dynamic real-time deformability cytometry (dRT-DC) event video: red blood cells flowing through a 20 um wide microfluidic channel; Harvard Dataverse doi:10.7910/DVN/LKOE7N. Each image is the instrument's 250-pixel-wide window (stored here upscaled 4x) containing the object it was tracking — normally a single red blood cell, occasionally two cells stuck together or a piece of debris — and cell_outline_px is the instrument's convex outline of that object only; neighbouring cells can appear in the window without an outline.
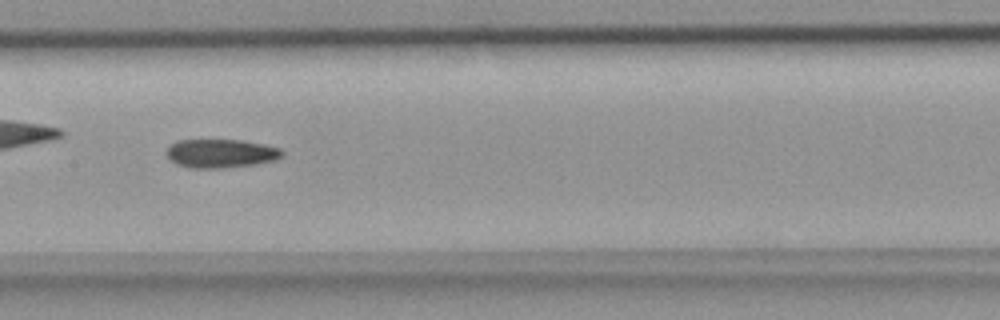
{"species": "common noctule bat (a hibernating species)", "species_latin": "Nyctalus noctula", "temperature_condition": "room temperature", "stored_images_in_passage": 35, "camera_frame_rate_fps": 3000, "um_per_image_px": 0.085, "animal": {"sex": "female", "body_mass_g": 18.4}, "frame": {"image": 1, "passage_image": 11, "time_ms": 3.333, "image_size_px": [1000, 320], "cell_outline_px": [[284, 152], [280, 156], [272, 160], [256, 164], [224, 168], [188, 168], [176, 164], [164, 152], [176, 140], [240, 140], [264, 144], [280, 148]], "centroid_in_image_um": [18.73, 13.04], "position_along_channel_um": 188.7, "area_um2": 19.25}}
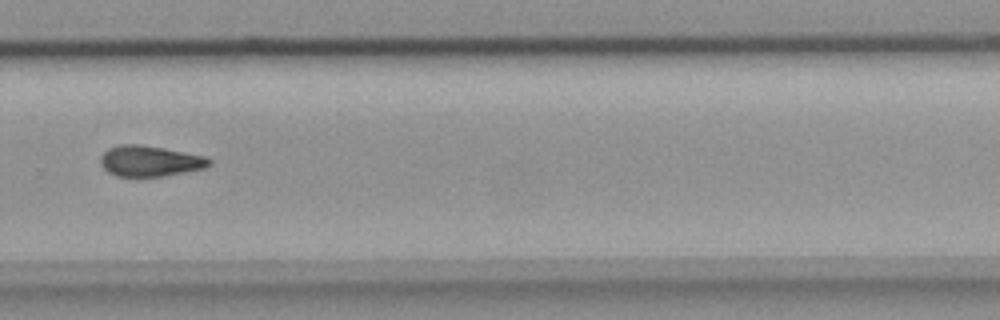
{"frame": {"image": 2, "passage_image": 20, "time_ms": 6.333, "image_size_px": [1000, 320], "cell_outline_px": [[212, 164], [204, 168], [164, 176], [136, 180], [116, 176], [108, 172], [100, 164], [100, 156], [108, 148], [120, 144], [140, 144], [164, 148], [204, 156], [212, 160]], "centroid_in_image_um": [12.69, 13.73], "position_along_channel_um": 317.1, "area_um2": 20.17}}
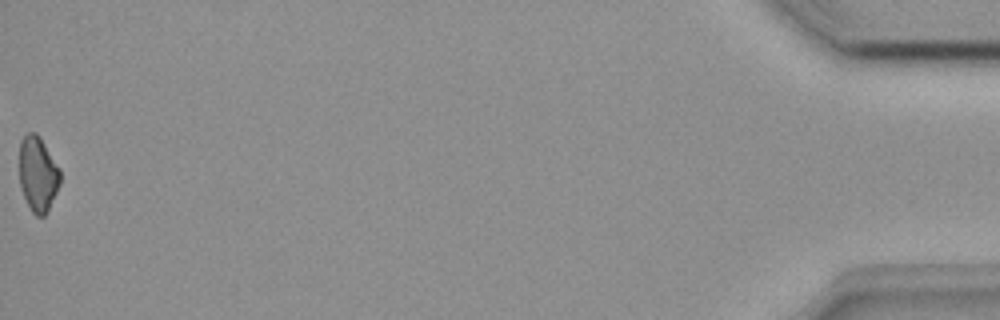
{"frame": {"image": 3, "passage_image": 35, "time_ms": 11.333, "image_size_px": [1000, 320], "cell_outline_px": [[60, 184], [48, 212], [44, 216], [36, 216], [32, 212], [24, 196], [20, 184], [20, 140], [28, 132], [36, 132], [40, 136], [60, 168]], "centroid_in_image_um": [3.24, 14.78], "position_along_channel_um": 432.0, "area_um2": 17.98}}